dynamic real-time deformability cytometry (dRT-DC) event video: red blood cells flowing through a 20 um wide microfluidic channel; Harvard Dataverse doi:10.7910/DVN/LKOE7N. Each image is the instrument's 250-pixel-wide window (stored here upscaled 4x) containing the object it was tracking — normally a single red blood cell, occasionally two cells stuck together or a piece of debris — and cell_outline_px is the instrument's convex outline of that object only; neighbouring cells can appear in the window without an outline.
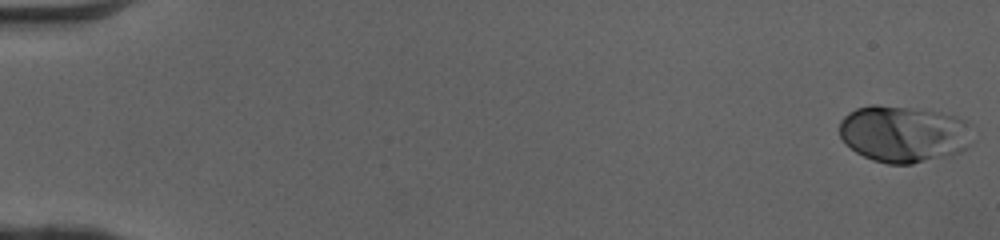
{"species": "human", "species_latin": "Homo sapiens", "temperature_condition": "cold", "stored_images_in_passage": 50, "camera_frame_rate_fps": 3000, "um_per_image_px": 0.085, "donor": {"sex": "female"}, "frame": {"image": 1, "passage_image": 1, "time_ms": 0.0, "image_size_px": [1000, 240], "cell_outline_px": [[972, 144], [960, 152], [912, 164], [888, 164], [872, 160], [856, 152], [840, 136], [840, 120], [848, 112], [856, 108], [872, 104], [876, 104], [940, 112], [956, 116], [964, 120]], "centroid_in_image_um": [76.77, 11.38], "position_along_channel_um": 8.2, "area_um2": 43.58}}
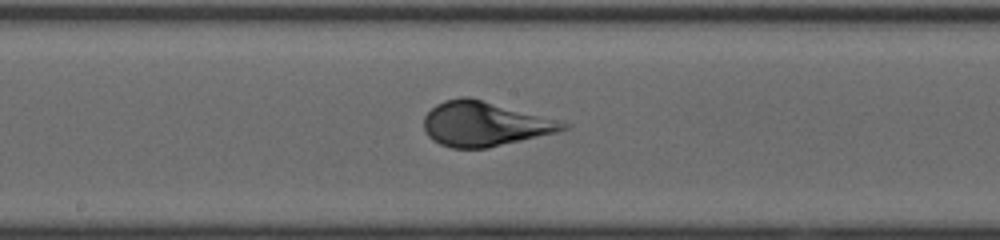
{"frame": {"image": 2, "passage_image": 28, "time_ms": 9.0, "image_size_px": [1000, 240], "cell_outline_px": [[572, 124], [568, 128], [556, 132], [488, 148], [452, 148], [440, 144], [432, 140], [424, 132], [424, 116], [436, 104], [444, 100], [460, 96], [468, 96]], "centroid_in_image_um": [41.14, 10.53], "position_along_channel_um": 207.1, "area_um2": 35.95}}
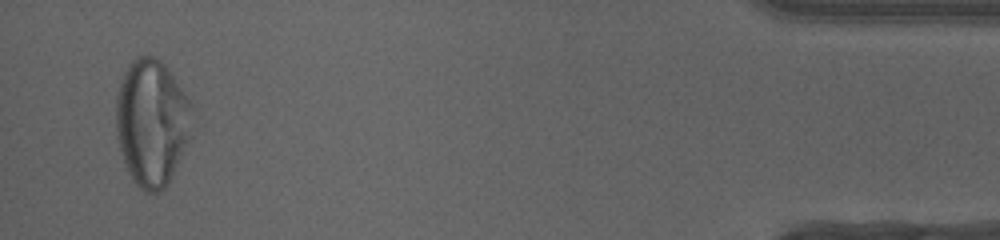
{"frame": {"image": 3, "passage_image": 49, "time_ms": 16.0, "image_size_px": [1000, 240], "cell_outline_px": [[192, 108], [188, 140], [164, 188], [160, 192], [144, 192], [136, 184], [128, 172], [116, 136], [116, 96], [120, 80], [128, 64], [136, 56], [152, 56], [160, 60], [164, 64], [192, 100]], "centroid_in_image_um": [12.87, 10.36], "position_along_channel_um": 422.3, "area_um2": 55.83}, "authors_computed_cell_mechanics": {"area_um2": 38.9283, "velocity_mm_per_s": 4.0858, "shape_relaxation_time_tau1_ms": 4.0963, "shape_relaxation_time_tau2_ms": null, "deformation_change_tau1": 0.1853, "deformation_change_tau2": null}}